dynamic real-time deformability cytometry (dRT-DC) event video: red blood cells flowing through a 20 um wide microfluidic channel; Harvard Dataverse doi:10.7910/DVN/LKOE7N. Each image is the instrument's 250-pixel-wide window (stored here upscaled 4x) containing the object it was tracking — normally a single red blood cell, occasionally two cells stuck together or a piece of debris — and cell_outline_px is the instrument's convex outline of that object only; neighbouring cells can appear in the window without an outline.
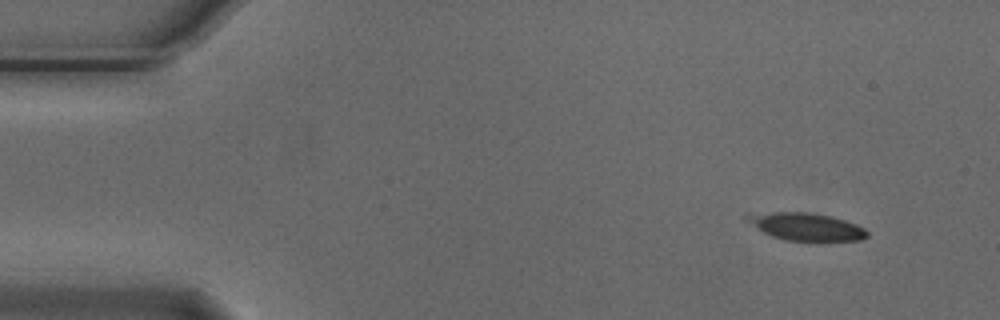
{"species": "Egyptian fruit bat (a non-hibernating species)", "species_latin": "Rousettus aegyptiacus", "temperature_condition": "cold", "stored_images_in_passage": 6, "camera_frame_rate_fps": 3000, "um_per_image_px": 0.085, "animal": {"sex": "male"}, "frame": {"image": 1, "passage_image": 1, "time_ms": 0.0, "image_size_px": [1000, 320], "cell_outline_px": [[868, 236], [860, 240], [784, 240], [772, 236], [764, 232], [744, 220], [744, 212], [808, 212], [832, 216], [856, 224], [864, 228], [868, 232]], "centroid_in_image_um": [68.44, 19.23], "position_along_channel_um": 16.6, "area_um2": 19.36}}